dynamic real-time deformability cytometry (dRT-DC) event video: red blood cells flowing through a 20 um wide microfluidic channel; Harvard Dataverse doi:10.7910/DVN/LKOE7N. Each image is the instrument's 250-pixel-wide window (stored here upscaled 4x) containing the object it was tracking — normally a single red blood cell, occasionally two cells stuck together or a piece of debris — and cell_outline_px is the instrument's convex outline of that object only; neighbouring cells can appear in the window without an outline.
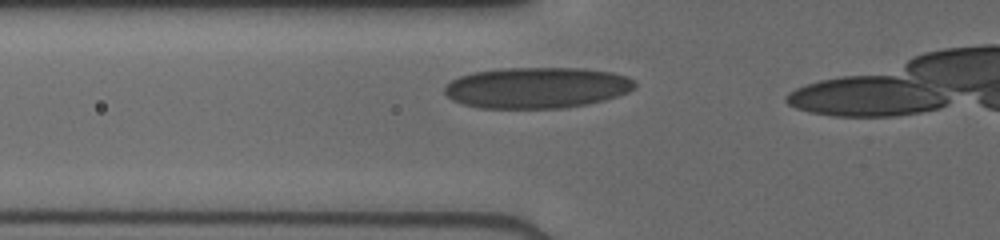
{"species": "human", "species_latin": "Homo sapiens", "temperature_condition": "cold", "stored_images_in_passage": 17, "camera_frame_rate_fps": 3000, "um_per_image_px": 0.085, "donor": {"sex": "male"}, "frame": {"image": 1, "passage_image": 12, "time_ms": 3.667, "image_size_px": [1000, 240], "cell_outline_px": [[636, 88], [628, 92], [604, 100], [588, 104], [560, 108], [480, 108], [460, 104], [452, 100], [444, 92], [444, 88], [452, 80], [460, 76], [472, 72], [500, 68], [584, 68], [612, 72], [628, 76], [636, 84]], "centroid_in_image_um": [45.63, 7.45], "position_along_channel_um": 80.2, "area_um2": 45.72}}
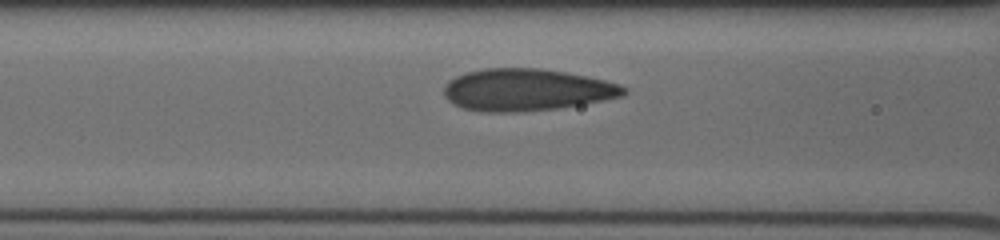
{"frame": {"image": 2, "passage_image": 15, "time_ms": 4.667, "image_size_px": [1000, 240], "cell_outline_px": [[628, 92], [624, 96], [604, 100], [556, 108], [520, 112], [484, 112], [464, 108], [452, 104], [444, 96], [444, 84], [448, 80], [456, 76], [468, 72], [484, 68], [540, 68], [564, 72], [604, 80], [620, 84], [628, 88]], "centroid_in_image_um": [44.74, 7.64], "position_along_channel_um": 121.9, "area_um2": 44.1}}